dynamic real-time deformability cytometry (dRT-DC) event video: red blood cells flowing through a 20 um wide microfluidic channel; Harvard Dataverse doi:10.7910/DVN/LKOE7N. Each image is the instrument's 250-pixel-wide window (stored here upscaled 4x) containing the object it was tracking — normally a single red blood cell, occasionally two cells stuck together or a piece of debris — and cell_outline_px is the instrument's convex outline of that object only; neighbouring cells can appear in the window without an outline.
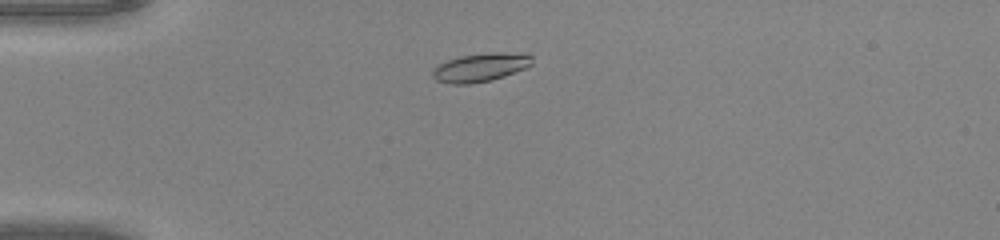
{"species": "common noctule bat (a hibernating species)", "species_latin": "Nyctalus noctula", "temperature_condition": "warm", "stored_images_in_passage": 43, "camera_frame_rate_fps": 3000, "um_per_image_px": 0.085, "animal": {"sex": "male", "body_mass_g": 20.0, "forearm_length_mm": 53.3}, "frame": {"image": 1, "passage_image": 6, "time_ms": 1.667, "image_size_px": [1000, 240], "cell_outline_px": [[532, 64], [528, 68], [492, 80], [468, 84], [448, 84], [436, 80], [432, 76], [432, 72], [440, 64], [448, 60], [460, 56], [496, 52], [500, 52], [532, 56]], "centroid_in_image_um": [40.84, 5.75], "position_along_channel_um": 44.2, "area_um2": 16.3}}
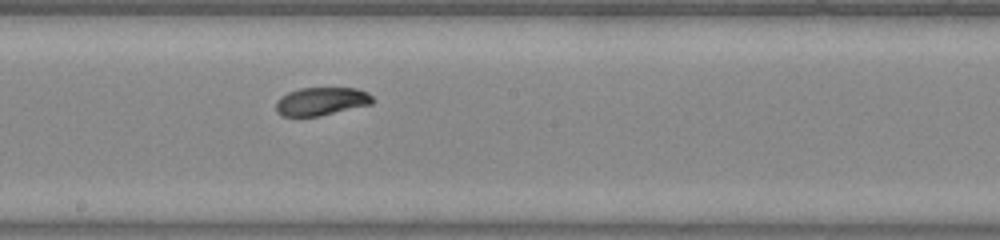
{"frame": {"image": 2, "passage_image": 21, "time_ms": 6.667, "image_size_px": [1000, 240], "cell_outline_px": [[372, 104], [320, 116], [280, 116], [276, 112], [276, 100], [280, 96], [288, 92], [300, 88], [356, 88], [368, 92], [372, 96]], "centroid_in_image_um": [27.28, 8.61], "position_along_channel_um": 220.9, "area_um2": 15.95}}
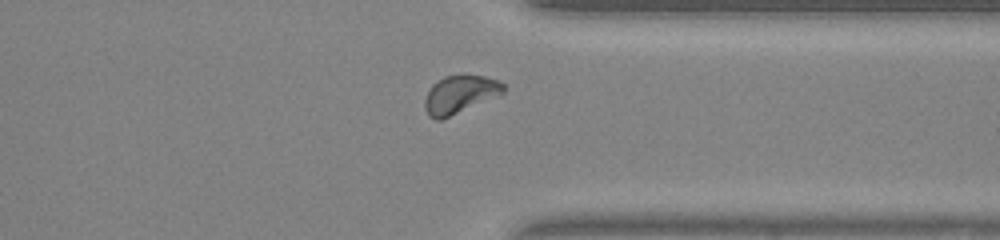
{"frame": {"image": 3, "passage_image": 32, "time_ms": 10.333, "image_size_px": [1000, 240], "cell_outline_px": [[504, 92], [440, 120], [436, 120], [428, 116], [424, 108], [424, 100], [432, 84], [444, 76], [464, 72], [484, 76], [496, 80], [504, 84]], "centroid_in_image_um": [39.04, 7.97], "position_along_channel_um": 372.4, "area_um2": 17.4}, "authors_computed_cell_mechanics": {"area_um2": 16.3574, "velocity_mm_per_s": 4.1411, "shape_relaxation_time_tau1_ms": 2.6435, "shape_relaxation_time_tau2_ms": 5.0457, "deformation_change_tau1": 0.1075, "deformation_change_tau2": 0.0797}}